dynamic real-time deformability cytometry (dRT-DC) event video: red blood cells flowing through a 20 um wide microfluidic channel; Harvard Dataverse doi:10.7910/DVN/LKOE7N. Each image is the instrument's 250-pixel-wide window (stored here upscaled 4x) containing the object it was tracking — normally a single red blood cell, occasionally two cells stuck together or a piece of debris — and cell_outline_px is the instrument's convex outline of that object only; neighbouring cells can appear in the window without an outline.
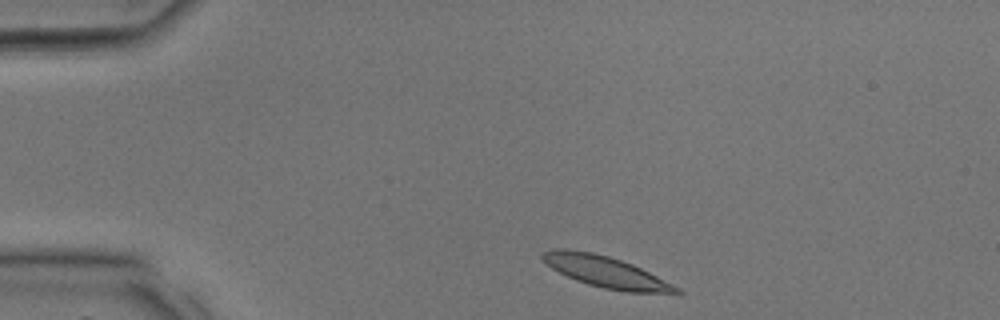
{"species": "common noctule bat (a hibernating species)", "species_latin": "Nyctalus noctula", "temperature_condition": "room temperature", "stored_images_in_passage": 30, "segment_of_instrument_passage": [1, 2], "camera_frame_rate_fps": 3000, "um_per_image_px": 0.085, "animal": {"sex": "male", "body_mass_g": 17.9, "forearm_length_mm": 54.2}, "frame": {"image": 1, "passage_image": 1, "time_ms": 0.0, "image_size_px": [1000, 320], "cell_outline_px": [[684, 292], [680, 296], [624, 292], [604, 288], [588, 284], [576, 280], [552, 268], [540, 256], [544, 252], [552, 248], [568, 248], [592, 252], [608, 256], [632, 264], [680, 288]], "centroid_in_image_um": [51.61, 23.15], "position_along_channel_um": 33.4, "area_um2": 24.74}}
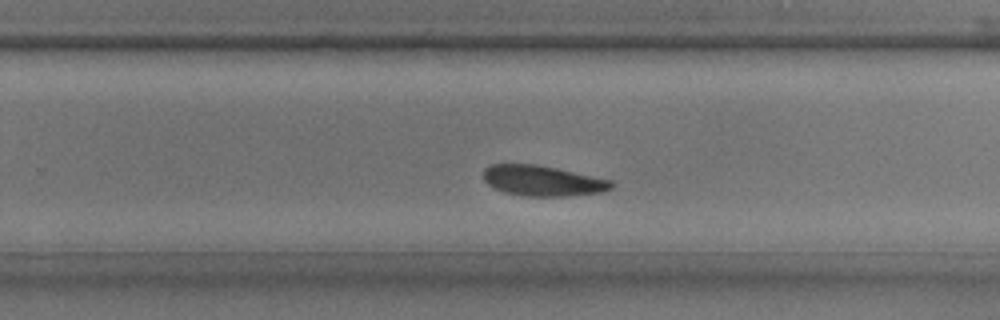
{"frame": {"image": 2, "passage_image": 17, "time_ms": 5.333, "image_size_px": [1000, 320], "cell_outline_px": [[616, 184], [612, 188], [604, 192], [572, 196], [524, 196], [504, 192], [488, 184], [484, 180], [484, 168], [488, 164], [536, 164], [556, 168], [612, 180]], "centroid_in_image_um": [46.16, 15.37], "position_along_channel_um": 283.6, "area_um2": 22.89}}
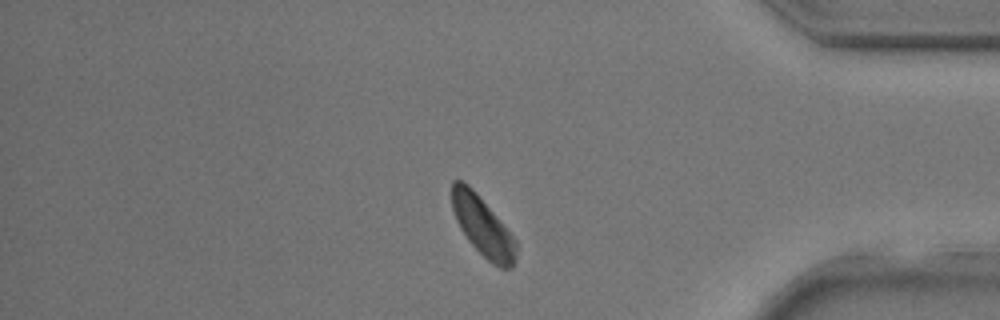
{"frame": {"image": 3, "passage_image": 24, "time_ms": 7.667, "image_size_px": [1000, 320], "cell_outline_px": [[516, 260], [512, 268], [500, 268], [492, 264], [468, 240], [460, 228], [456, 220], [452, 208], [452, 180], [464, 180], [476, 192], [516, 240]], "centroid_in_image_um": [41.02, 19.24], "position_along_channel_um": 394.2, "area_um2": 21.96}}